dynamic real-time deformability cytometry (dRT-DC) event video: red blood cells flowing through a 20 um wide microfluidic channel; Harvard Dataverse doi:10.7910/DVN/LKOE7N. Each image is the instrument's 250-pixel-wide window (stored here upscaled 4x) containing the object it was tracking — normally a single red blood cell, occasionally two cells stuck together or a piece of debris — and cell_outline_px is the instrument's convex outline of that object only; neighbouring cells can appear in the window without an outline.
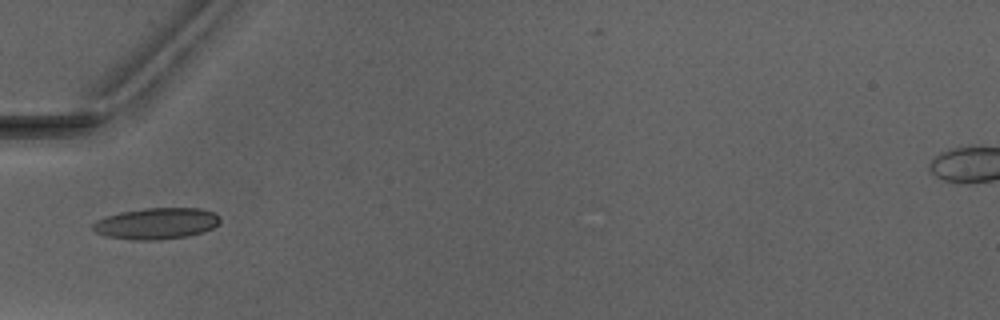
{"species": "Egyptian fruit bat (a non-hibernating species)", "species_latin": "Rousettus aegyptiacus", "temperature_condition": "warm", "stored_images_in_passage": 6, "camera_frame_rate_fps": 3000, "um_per_image_px": 0.085, "animal": {"sex": "male"}, "frame": {"image": 1, "passage_image": 5, "time_ms": 8.0, "image_size_px": [1000, 320], "cell_outline_px": [[220, 220], [212, 228], [204, 232], [188, 236], [160, 240], [132, 240], [108, 236], [96, 232], [92, 228], [92, 224], [96, 220], [120, 212], [144, 208], [200, 208], [216, 212], [220, 216]], "centroid_in_image_um": [13.32, 18.99], "position_along_channel_um": 71.7, "area_um2": 23.29}}
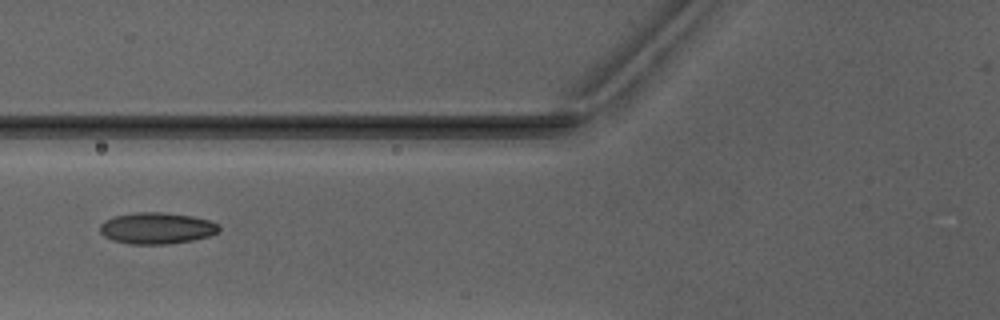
{"frame": {"image": 2, "passage_image": 6, "time_ms": 9.0, "image_size_px": [1000, 320], "cell_outline_px": [[220, 232], [208, 236], [192, 240], [168, 244], [128, 244], [112, 240], [104, 236], [100, 232], [100, 224], [104, 220], [116, 216], [132, 212], [164, 212], [192, 216], [208, 220], [220, 224]], "centroid_in_image_um": [13.32, 19.39], "position_along_channel_um": 112.5, "area_um2": 21.96}}